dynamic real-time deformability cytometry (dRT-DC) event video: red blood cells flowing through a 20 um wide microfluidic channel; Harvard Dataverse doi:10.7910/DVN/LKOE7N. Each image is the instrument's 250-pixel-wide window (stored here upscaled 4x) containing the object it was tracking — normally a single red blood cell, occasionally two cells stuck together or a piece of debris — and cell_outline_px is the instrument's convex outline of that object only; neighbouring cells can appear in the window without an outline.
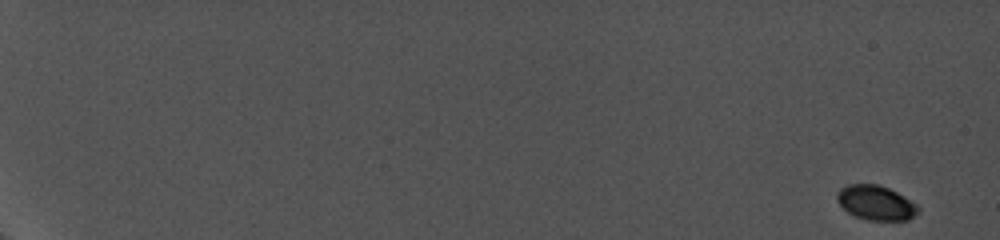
{"species": "common noctule bat (a hibernating species)", "species_latin": "Nyctalus noctula", "temperature_condition": "cold", "stored_images_in_passage": 28, "camera_frame_rate_fps": 5000, "um_per_image_px": 0.085, "animal": {"sex": "female", "body_mass_g": 19.0, "forearm_length_mm": 56.7}, "frame": {"image": 1, "passage_image": 1, "time_ms": 0.0, "image_size_px": [1000, 240], "cell_outline_px": [[920, 212], [908, 220], [868, 220], [856, 216], [848, 212], [836, 200], [836, 196], [840, 188], [848, 184], [876, 184], [888, 188], [904, 196], [916, 204], [920, 208]], "centroid_in_image_um": [74.46, 17.24], "position_along_channel_um": 10.5, "area_um2": 16.3}}
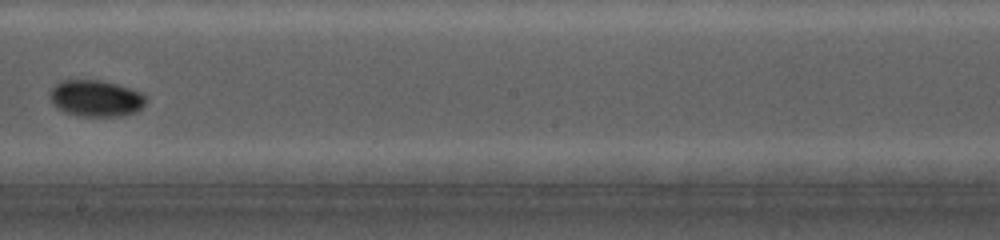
{"frame": {"image": 2, "passage_image": 19, "time_ms": 12.8, "image_size_px": [1000, 240], "cell_outline_px": [[144, 104], [140, 108], [132, 112], [120, 116], [76, 116], [64, 112], [52, 104], [48, 96], [48, 92], [60, 80], [100, 80], [116, 84], [140, 92], [144, 96]], "centroid_in_image_um": [8.05, 8.35], "position_along_channel_um": 240.1, "area_um2": 20.29}}
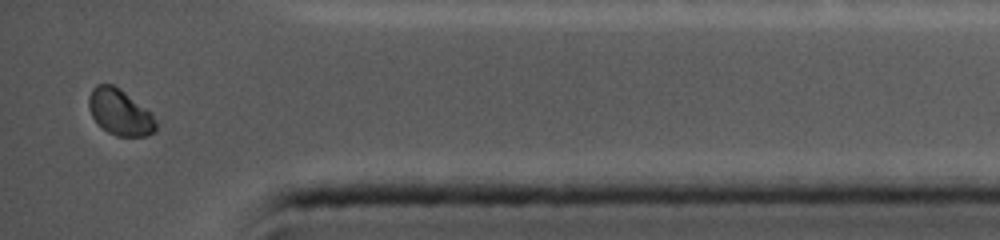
{"frame": {"image": 3, "passage_image": 28, "time_ms": 17.8, "image_size_px": [1000, 240], "cell_outline_px": [[156, 128], [152, 132], [144, 136], [116, 136], [108, 132], [92, 116], [88, 108], [88, 96], [92, 88], [96, 84], [112, 84], [120, 88], [148, 112], [152, 116], [156, 124]], "centroid_in_image_um": [10.13, 9.52], "position_along_channel_um": 425.1, "area_um2": 17.51}, "authors_computed_cell_mechanics": {"area_um2": 18.4671, "velocity_mm_per_s": 3.7789, "shape_relaxation_time_tau1_ms": 1.2951, "shape_relaxation_time_tau2_ms": null, "deformation_change_tau1": 0.0465, "deformation_change_tau2": null}}